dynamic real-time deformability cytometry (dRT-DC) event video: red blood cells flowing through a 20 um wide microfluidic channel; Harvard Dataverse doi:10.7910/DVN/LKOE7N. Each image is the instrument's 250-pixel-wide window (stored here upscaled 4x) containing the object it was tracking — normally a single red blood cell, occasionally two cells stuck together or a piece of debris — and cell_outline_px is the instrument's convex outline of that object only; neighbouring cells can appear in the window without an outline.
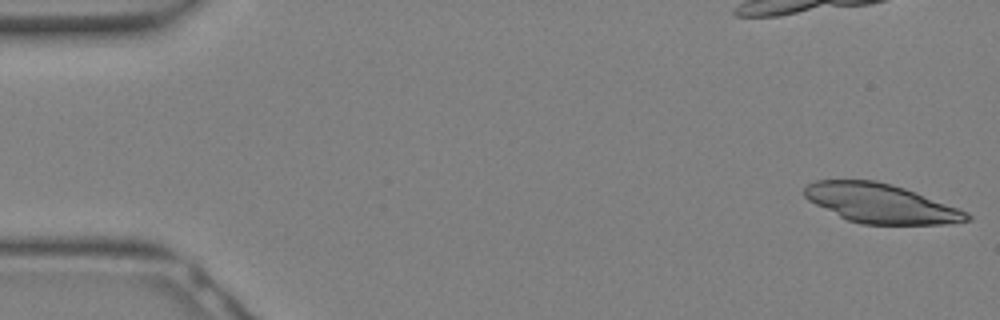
{"species": "Egyptian fruit bat (a non-hibernating species)", "species_latin": "Rousettus aegyptiacus", "temperature_condition": "warm", "stored_images_in_passage": 9, "camera_frame_rate_fps": 3000, "um_per_image_px": 0.085, "animal": {"sex": "female"}, "frame": {"image": 1, "passage_image": 1, "time_ms": 0.0, "image_size_px": [1000, 320], "cell_outline_px": [[972, 220], [944, 224], [860, 224], [848, 220], [808, 200], [804, 196], [804, 188], [808, 184], [816, 180], [876, 180], [892, 184], [916, 192], [968, 212], [972, 216]], "centroid_in_image_um": [74.88, 17.29], "position_along_channel_um": 10.1, "area_um2": 36.88}}